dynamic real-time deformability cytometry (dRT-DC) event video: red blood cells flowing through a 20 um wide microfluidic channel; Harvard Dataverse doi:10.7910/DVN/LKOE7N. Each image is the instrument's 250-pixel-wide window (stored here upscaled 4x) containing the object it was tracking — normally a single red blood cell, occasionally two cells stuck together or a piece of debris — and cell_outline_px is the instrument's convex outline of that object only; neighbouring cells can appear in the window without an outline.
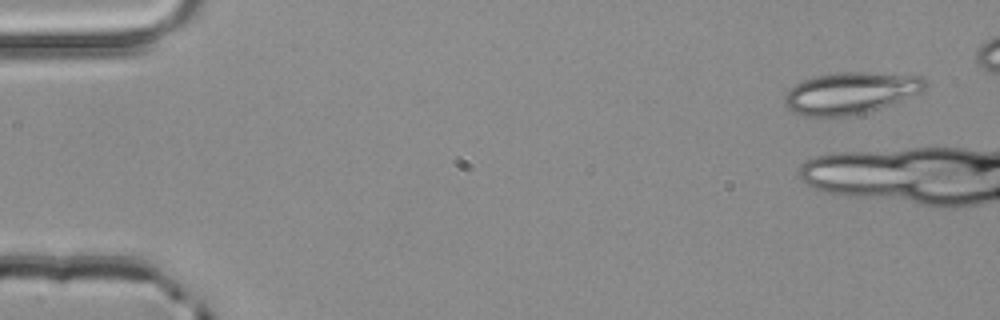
{"species": "common noctule bat (a hibernating species)", "species_latin": "Nyctalus noctula", "temperature_condition": "room temperature", "stored_images_in_passage": 3, "camera_frame_rate_fps": 3000, "um_per_image_px": 0.085, "animal": {"sex": "male", "body_mass_g": 20.4}, "frame": {"image": 1, "passage_image": 1, "time_ms": 0.0, "image_size_px": [1000, 320], "cell_outline_px": [[928, 88], [924, 92], [904, 100], [868, 112], [852, 116], [824, 120], [820, 120], [804, 116], [792, 112], [784, 104], [784, 96], [788, 88], [804, 80], [816, 76], [836, 72], [872, 72], [920, 76], [928, 84]], "centroid_in_image_um": [72.29, 7.95], "position_along_channel_um": 12.7, "area_um2": 35.49}}